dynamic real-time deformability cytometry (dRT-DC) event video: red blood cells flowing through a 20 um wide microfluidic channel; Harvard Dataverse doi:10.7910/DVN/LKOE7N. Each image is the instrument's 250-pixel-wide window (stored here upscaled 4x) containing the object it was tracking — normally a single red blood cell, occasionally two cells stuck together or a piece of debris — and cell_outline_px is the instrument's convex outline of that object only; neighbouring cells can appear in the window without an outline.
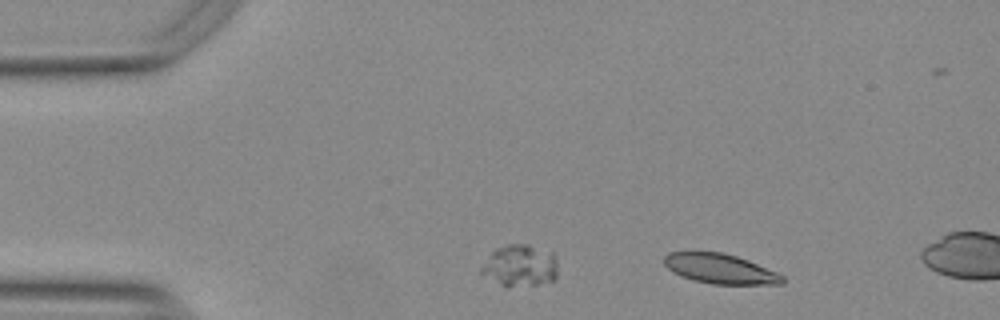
{"species": "Egyptian fruit bat (a non-hibernating species)", "species_latin": "Rousettus aegyptiacus", "temperature_condition": "warm", "stored_images_in_passage": 7, "camera_frame_rate_fps": 3000, "um_per_image_px": 0.085, "animal": {"sex": "female"}, "frame": {"image": 1, "passage_image": 1, "time_ms": 0.0, "image_size_px": [1000, 320], "cell_outline_px": [[784, 284], [712, 284], [692, 280], [672, 272], [664, 264], [664, 256], [668, 252], [720, 252], [736, 256], [748, 260], [776, 272], [784, 276]], "centroid_in_image_um": [61.2, 22.85], "position_along_channel_um": 23.8, "area_um2": 20.46}}